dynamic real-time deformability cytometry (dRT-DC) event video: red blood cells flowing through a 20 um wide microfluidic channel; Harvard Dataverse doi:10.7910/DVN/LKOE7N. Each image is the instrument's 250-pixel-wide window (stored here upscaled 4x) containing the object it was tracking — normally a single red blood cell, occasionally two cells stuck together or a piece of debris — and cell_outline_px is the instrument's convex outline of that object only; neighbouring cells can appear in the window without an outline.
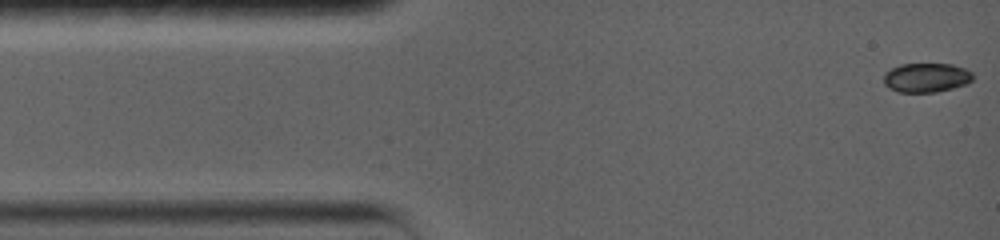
{"species": "common noctule bat (a hibernating species)", "species_latin": "Nyctalus noctula", "temperature_condition": "warm", "stored_images_in_passage": 8, "camera_frame_rate_fps": 5000, "um_per_image_px": 0.085, "animal": {"sex": "female", "body_mass_g": 19.0, "forearm_length_mm": 56.7}, "frame": {"image": 1, "passage_image": 1, "time_ms": 0.0, "image_size_px": [1000, 240], "cell_outline_px": [[972, 80], [964, 84], [952, 88], [936, 92], [900, 92], [888, 88], [884, 84], [884, 72], [900, 64], [952, 64], [964, 68], [972, 72]], "centroid_in_image_um": [78.7, 6.59], "position_along_channel_um": 6.3, "area_um2": 15.14}}
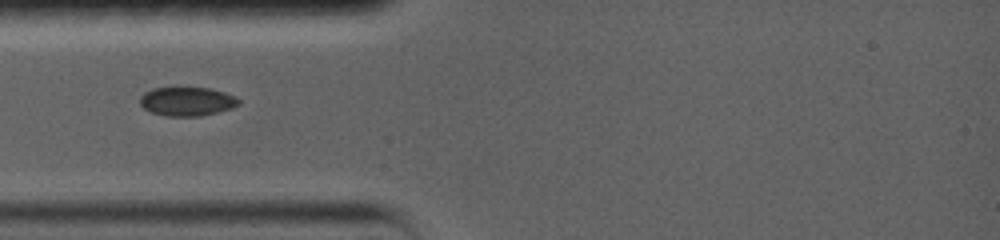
{"frame": {"image": 2, "passage_image": 5, "time_ms": 3.8, "image_size_px": [1000, 240], "cell_outline_px": [[240, 104], [232, 108], [200, 116], [164, 116], [152, 112], [144, 108], [140, 104], [140, 96], [144, 92], [152, 88], [208, 88], [224, 92], [240, 100]], "centroid_in_image_um": [15.87, 8.62], "position_along_channel_um": 69.1, "area_um2": 16.47}}
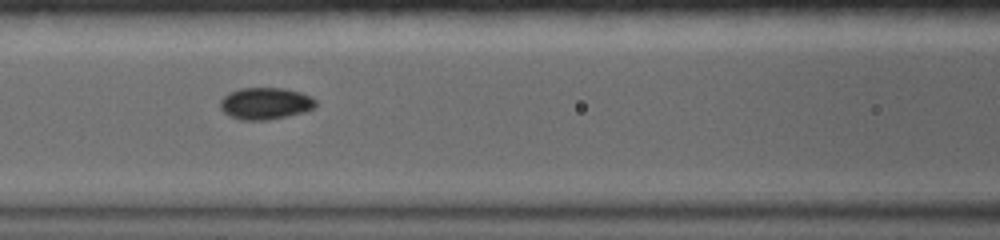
{"frame": {"image": 3, "passage_image": 7, "time_ms": 5.8, "image_size_px": [1000, 240], "cell_outline_px": [[316, 108], [304, 112], [288, 116], [268, 120], [240, 120], [224, 112], [220, 108], [220, 100], [228, 92], [240, 88], [284, 88], [300, 92], [316, 100]], "centroid_in_image_um": [22.56, 8.79], "position_along_channel_um": 144.0, "area_um2": 17.8}}